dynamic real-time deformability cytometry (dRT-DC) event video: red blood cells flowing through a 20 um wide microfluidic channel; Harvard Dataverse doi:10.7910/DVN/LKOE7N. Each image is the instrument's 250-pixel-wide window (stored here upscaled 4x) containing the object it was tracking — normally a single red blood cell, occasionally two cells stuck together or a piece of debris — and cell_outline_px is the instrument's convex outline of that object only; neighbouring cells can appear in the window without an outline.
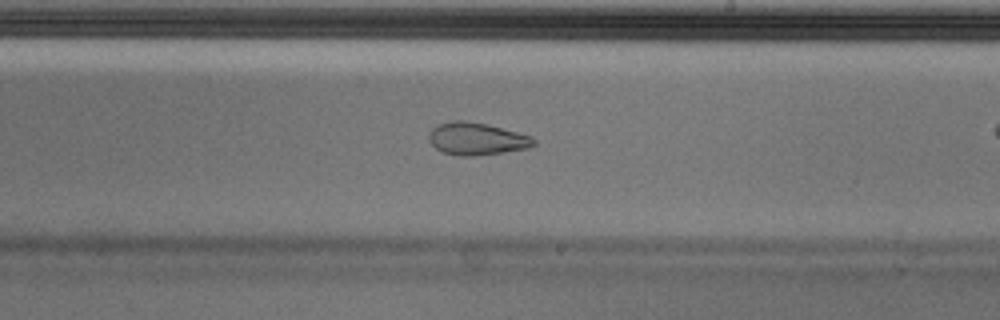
{"species": "Egyptian fruit bat (a non-hibernating species)", "species_latin": "Rousettus aegyptiacus", "temperature_condition": "cold", "stored_images_in_passage": 38, "camera_frame_rate_fps": 3000, "um_per_image_px": 0.085, "animal": {"sex": "male"}, "frame": {"image": 1, "passage_image": 27, "time_ms": 8.667, "image_size_px": [1000, 320], "cell_outline_px": [[536, 144], [528, 148], [504, 152], [472, 156], [460, 156], [444, 152], [436, 148], [428, 140], [428, 136], [432, 128], [440, 124], [452, 120], [464, 120], [488, 124], [532, 136], [536, 140]], "centroid_in_image_um": [40.53, 11.79], "position_along_channel_um": 248.5, "area_um2": 19.83}}